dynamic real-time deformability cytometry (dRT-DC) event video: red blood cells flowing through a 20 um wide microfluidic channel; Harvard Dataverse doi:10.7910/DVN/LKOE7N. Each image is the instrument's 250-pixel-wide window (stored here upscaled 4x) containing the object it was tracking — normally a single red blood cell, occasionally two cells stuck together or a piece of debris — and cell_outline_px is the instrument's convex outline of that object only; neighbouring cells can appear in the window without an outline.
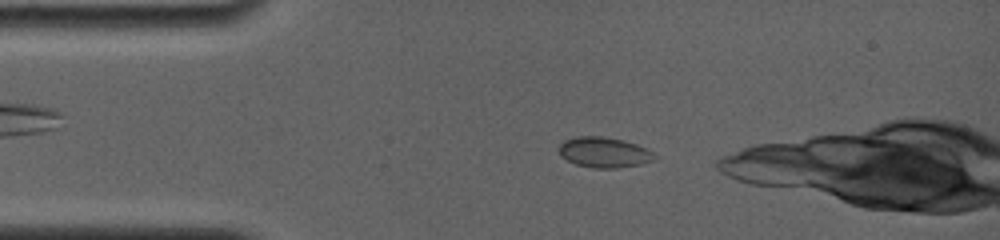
{"species": "common noctule bat (a hibernating species)", "species_latin": "Nyctalus noctula", "temperature_condition": "room temperature", "stored_images_in_passage": 61, "camera_frame_rate_fps": 4000, "um_per_image_px": 0.085, "animal": {"sex": "female", "body_mass_g": 19.0, "forearm_length_mm": 56.7}, "frame": {"image": 1, "passage_image": 5, "time_ms": 1.0, "image_size_px": [1000, 240], "cell_outline_px": [[656, 156], [652, 160], [640, 164], [616, 168], [592, 168], [576, 164], [560, 156], [560, 144], [564, 140], [576, 136], [604, 136], [624, 140], [636, 144], [652, 152]], "centroid_in_image_um": [51.32, 12.94], "position_along_channel_um": 33.7, "area_um2": 16.82}}
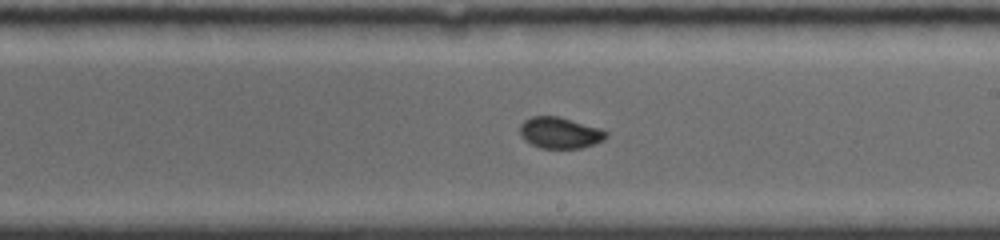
{"frame": {"image": 2, "passage_image": 36, "time_ms": 7.25, "image_size_px": [1000, 240], "cell_outline_px": [[608, 136], [604, 140], [580, 148], [540, 148], [524, 140], [520, 136], [520, 124], [524, 120], [532, 116], [556, 116], [600, 128], [608, 132]], "centroid_in_image_um": [47.57, 11.29], "position_along_channel_um": 241.4, "area_um2": 15.61}}
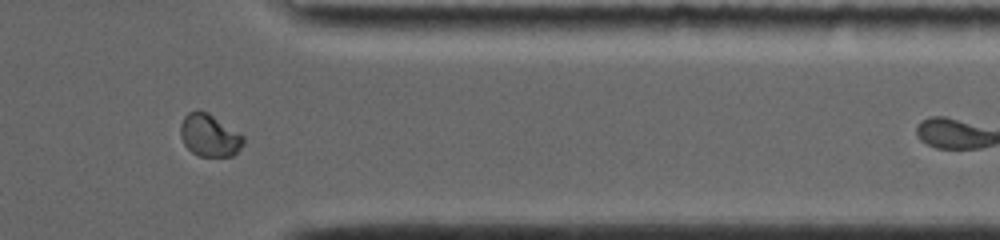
{"frame": {"image": 3, "passage_image": 55, "time_ms": 11.25, "image_size_px": [1000, 240], "cell_outline_px": [[244, 144], [232, 156], [200, 156], [192, 152], [184, 144], [180, 136], [180, 124], [184, 116], [188, 112], [208, 112], [244, 136]], "centroid_in_image_um": [17.79, 11.52], "position_along_channel_um": 393.6, "area_um2": 15.37}}